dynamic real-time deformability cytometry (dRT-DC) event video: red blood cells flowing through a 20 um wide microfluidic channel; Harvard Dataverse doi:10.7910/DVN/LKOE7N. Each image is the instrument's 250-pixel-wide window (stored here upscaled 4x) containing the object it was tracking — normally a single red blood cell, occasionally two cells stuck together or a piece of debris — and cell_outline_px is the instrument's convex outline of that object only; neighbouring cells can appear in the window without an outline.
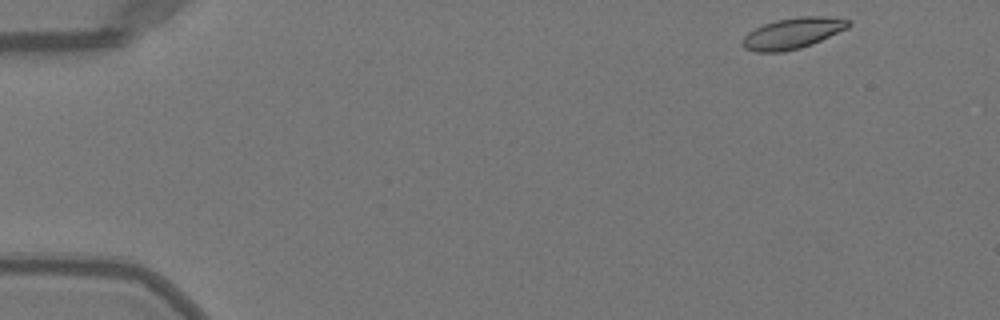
{"species": "Egyptian fruit bat (a non-hibernating species)", "species_latin": "Rousettus aegyptiacus", "temperature_condition": "warm", "stored_images_in_passage": 47, "camera_frame_rate_fps": 3000, "um_per_image_px": 0.085, "animal": {"sex": "female"}, "frame": {"image": 1, "passage_image": 1, "time_ms": 0.0, "image_size_px": [1000, 320], "cell_outline_px": [[852, 24], [848, 28], [812, 44], [800, 48], [784, 52], [756, 52], [744, 48], [740, 44], [744, 36], [748, 32], [764, 24], [776, 20], [800, 16], [820, 16], [852, 20]], "centroid_in_image_um": [67.37, 2.83], "position_along_channel_um": 17.6, "area_um2": 19.19}}
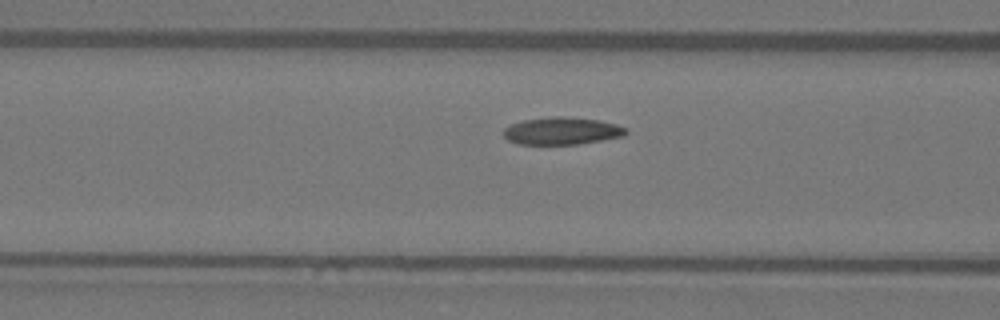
{"frame": {"image": 2, "passage_image": 17, "time_ms": 5.333, "image_size_px": [1000, 320], "cell_outline_px": [[628, 132], [624, 136], [576, 144], [516, 144], [508, 140], [504, 136], [504, 128], [512, 124], [524, 120], [552, 116], [564, 116], [600, 120], [616, 124], [628, 128]], "centroid_in_image_um": [47.78, 11.12], "position_along_channel_um": 118.8, "area_um2": 19.54}}
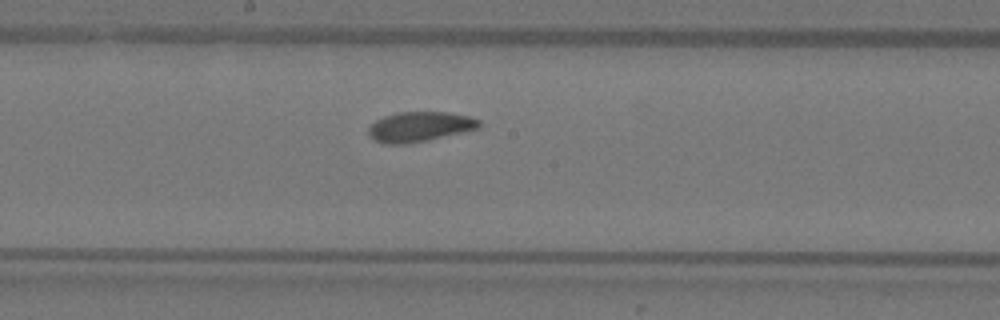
{"frame": {"image": 3, "passage_image": 24, "time_ms": 7.667, "image_size_px": [1000, 320], "cell_outline_px": [[480, 128], [464, 132], [428, 140], [404, 144], [384, 144], [376, 140], [368, 132], [368, 128], [376, 120], [384, 116], [396, 112], [448, 112], [468, 116], [480, 120]], "centroid_in_image_um": [35.69, 10.76], "position_along_channel_um": 212.5, "area_um2": 19.25}, "authors_computed_cell_mechanics": {"area_um2": 19.4208, "velocity_mm_per_s": 4.0139, "shape_relaxation_time_tau1_ms": 3.0883, "shape_relaxation_time_tau2_ms": 1.8224, "deformation_change_tau1": 0.1103, "deformation_change_tau2": 0.0569}}